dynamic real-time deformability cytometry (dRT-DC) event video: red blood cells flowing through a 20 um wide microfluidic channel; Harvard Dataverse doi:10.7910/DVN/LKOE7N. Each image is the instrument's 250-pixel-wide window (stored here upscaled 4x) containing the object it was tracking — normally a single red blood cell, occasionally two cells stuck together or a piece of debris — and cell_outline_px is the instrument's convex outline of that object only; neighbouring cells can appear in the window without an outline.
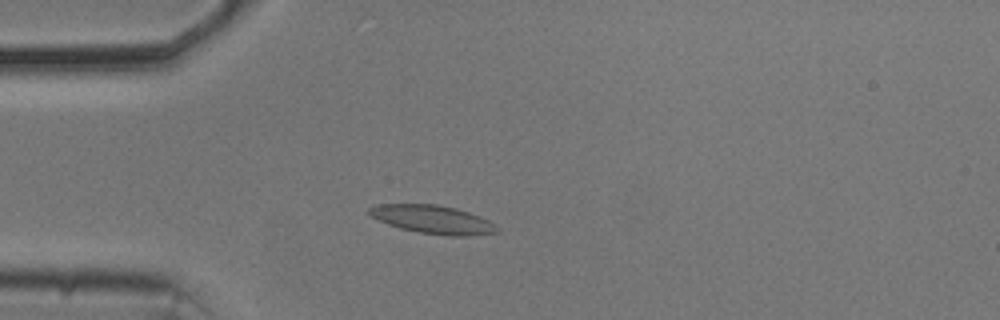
{"species": "common noctule bat (a hibernating species)", "species_latin": "Nyctalus noctula", "temperature_condition": "cold", "stored_images_in_passage": 48, "camera_frame_rate_fps": 3000, "um_per_image_px": 0.085, "animal": {"sex": "male", "body_mass_g": 20.5, "forearm_length_mm": 52.5}, "frame": {"image": 1, "passage_image": 13, "time_ms": 4.0, "image_size_px": [1000, 320], "cell_outline_px": [[500, 232], [464, 236], [452, 236], [420, 232], [400, 228], [388, 224], [372, 216], [368, 212], [368, 208], [376, 204], [436, 204], [456, 208], [480, 216], [488, 220], [500, 228]], "centroid_in_image_um": [36.81, 18.65], "position_along_channel_um": 48.2, "area_um2": 20.98}}
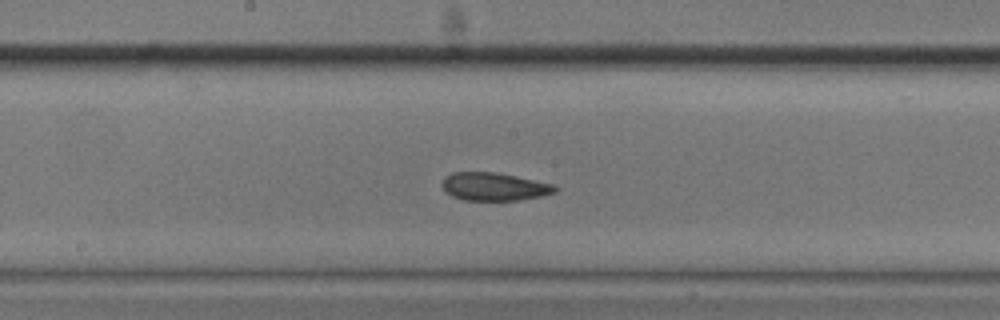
{"frame": {"image": 2, "passage_image": 27, "time_ms": 8.667, "image_size_px": [1000, 320], "cell_outline_px": [[556, 192], [540, 196], [520, 200], [464, 200], [452, 196], [444, 192], [440, 184], [444, 176], [452, 172], [496, 172], [556, 184]], "centroid_in_image_um": [41.96, 15.85], "position_along_channel_um": 206.2, "area_um2": 18.67}}
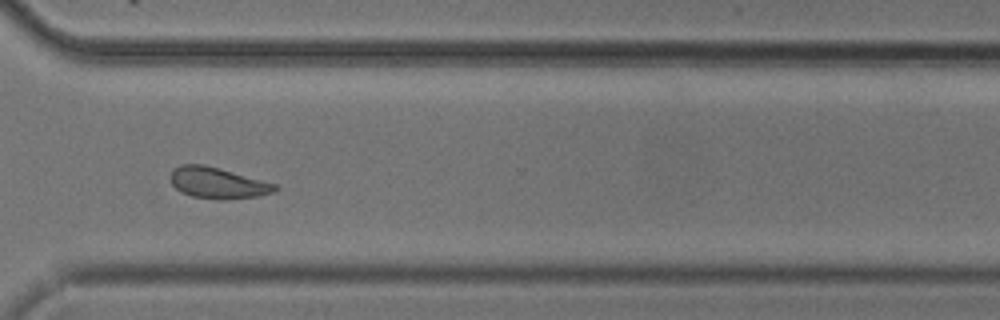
{"frame": {"image": 3, "passage_image": 39, "time_ms": 12.667, "image_size_px": [1000, 320], "cell_outline_px": [[280, 188], [272, 192], [256, 196], [224, 200], [192, 196], [180, 192], [172, 184], [168, 176], [172, 168], [180, 164], [204, 164], [220, 168], [280, 184]], "centroid_in_image_um": [18.5, 15.53], "position_along_channel_um": 352.1, "area_um2": 19.36}, "authors_computed_cell_mechanics": {"area_um2": 19.1029, "velocity_mm_per_s": 3.6554, "shape_relaxation_time_tau1_ms": null, "shape_relaxation_time_tau2_ms": 3.7387, "deformation_change_tau1": null, "deformation_change_tau2": 0.0666}}